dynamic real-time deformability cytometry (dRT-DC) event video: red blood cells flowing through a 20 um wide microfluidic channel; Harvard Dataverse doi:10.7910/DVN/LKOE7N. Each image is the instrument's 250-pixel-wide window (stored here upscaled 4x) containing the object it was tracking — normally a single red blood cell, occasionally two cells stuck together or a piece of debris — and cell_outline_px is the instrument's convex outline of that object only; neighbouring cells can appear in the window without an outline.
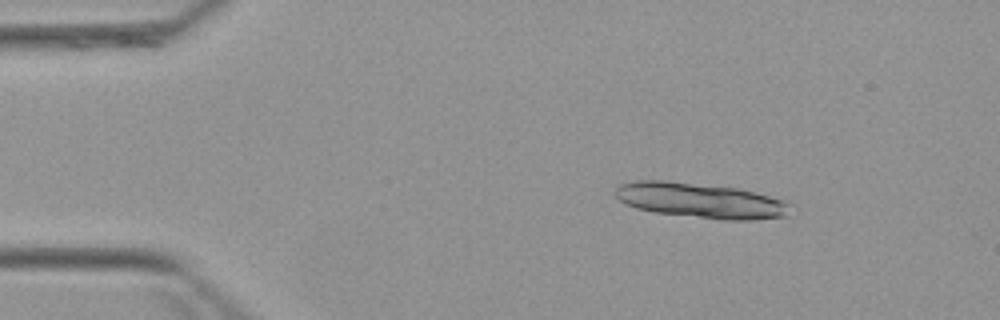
{"species": "Egyptian fruit bat (a non-hibernating species)", "species_latin": "Rousettus aegyptiacus", "temperature_condition": "warm", "stored_images_in_passage": 4, "camera_frame_rate_fps": 3000, "um_per_image_px": 0.085, "animal": {"sex": "female"}, "frame": {"image": 1, "passage_image": 2, "time_ms": 1.333, "image_size_px": [1000, 320], "cell_outline_px": [[788, 216], [752, 220], [724, 220], [656, 212], [636, 208], [620, 200], [616, 196], [616, 188], [620, 184], [632, 180], [664, 180], [736, 188], [784, 200], [788, 204]], "centroid_in_image_um": [59.52, 17.04], "position_along_channel_um": 25.5, "area_um2": 35.37}}